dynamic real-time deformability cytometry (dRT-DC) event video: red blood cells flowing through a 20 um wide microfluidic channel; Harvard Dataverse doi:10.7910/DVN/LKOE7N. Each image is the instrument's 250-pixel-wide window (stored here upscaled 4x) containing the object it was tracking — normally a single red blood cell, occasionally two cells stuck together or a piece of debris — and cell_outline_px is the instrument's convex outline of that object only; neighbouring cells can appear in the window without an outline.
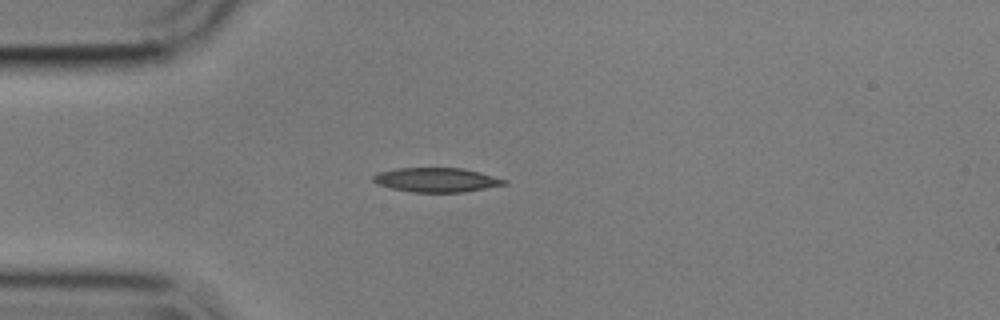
{"species": "common noctule bat (a hibernating species)", "species_latin": "Nyctalus noctula", "temperature_condition": "cold", "stored_images_in_passage": 42, "camera_frame_rate_fps": 3000, "um_per_image_px": 0.085, "animal": {"sex": "male", "body_mass_g": 17.9}, "frame": {"image": 1, "passage_image": 1, "time_ms": 0.0, "image_size_px": [1000, 320], "cell_outline_px": [[508, 184], [464, 192], [412, 192], [392, 188], [376, 184], [372, 180], [372, 176], [380, 172], [396, 168], [464, 168], [480, 172], [508, 180]], "centroid_in_image_um": [37.12, 15.29], "position_along_channel_um": 47.9, "area_um2": 18.61}}
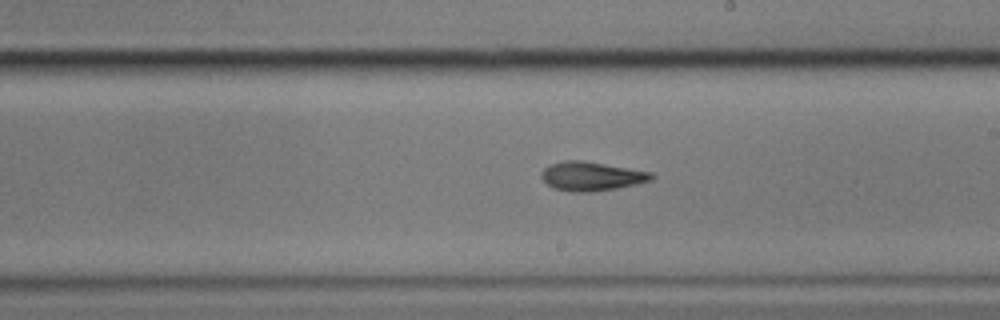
{"frame": {"image": 2, "passage_image": 18, "time_ms": 5.667, "image_size_px": [1000, 320], "cell_outline_px": [[656, 176], [652, 180], [636, 184], [616, 188], [592, 192], [572, 192], [552, 188], [540, 176], [540, 172], [544, 168], [552, 164], [564, 160], [580, 160], [652, 172]], "centroid_in_image_um": [50.27, 14.99], "position_along_channel_um": 238.7, "area_um2": 18.55}}
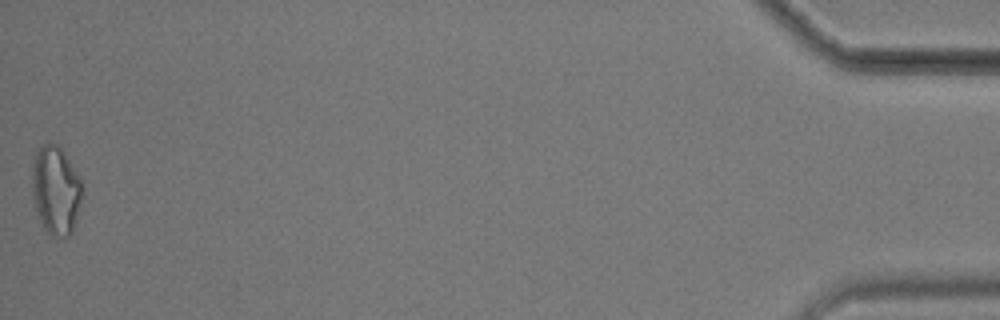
{"frame": {"image": 3, "passage_image": 42, "time_ms": 13.667, "image_size_px": [1000, 320], "cell_outline_px": [[84, 192], [76, 220], [72, 232], [68, 236], [60, 240], [52, 236], [44, 228], [36, 212], [32, 188], [32, 164], [36, 152], [40, 144], [48, 140], [52, 140], [64, 152], [80, 176]], "centroid_in_image_um": [4.76, 16.15], "position_along_channel_um": 430.4, "area_um2": 26.59}, "authors_computed_cell_mechanics": {"area_um2": 18.8717, "velocity_mm_per_s": 3.5836, "shape_relaxation_time_tau1_ms": 5.4995, "shape_relaxation_time_tau2_ms": 3.1192, "deformation_change_tau1": 0.1357, "deformation_change_tau2": 0.1103}}